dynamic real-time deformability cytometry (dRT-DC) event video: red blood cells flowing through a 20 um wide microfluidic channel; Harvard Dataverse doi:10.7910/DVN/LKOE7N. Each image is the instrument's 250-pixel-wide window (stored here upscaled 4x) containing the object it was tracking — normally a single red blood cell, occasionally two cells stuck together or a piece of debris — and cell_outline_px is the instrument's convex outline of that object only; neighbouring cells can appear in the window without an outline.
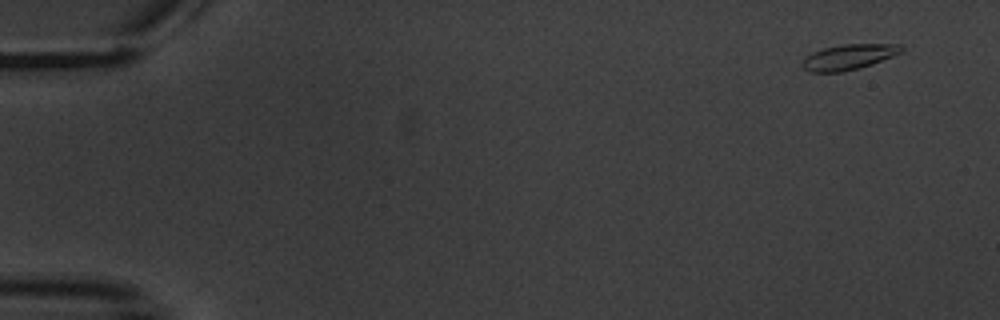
{"species": "common noctule bat (a hibernating species)", "species_latin": "Nyctalus noctula", "temperature_condition": "warm", "stored_images_in_passage": 5, "camera_frame_rate_fps": 3000, "um_per_image_px": 0.085, "animal": {"sex": "male", "body_mass_g": 20.1, "forearm_length_mm": 53.5}, "frame": {"image": 1, "passage_image": 1, "time_ms": 0.0, "image_size_px": [1000, 320], "cell_outline_px": [[904, 48], [900, 52], [892, 56], [872, 64], [860, 68], [840, 72], [812, 72], [804, 68], [804, 60], [812, 52], [824, 48], [840, 44], [900, 44]], "centroid_in_image_um": [72.17, 4.83], "position_along_channel_um": 12.8, "area_um2": 14.39}}
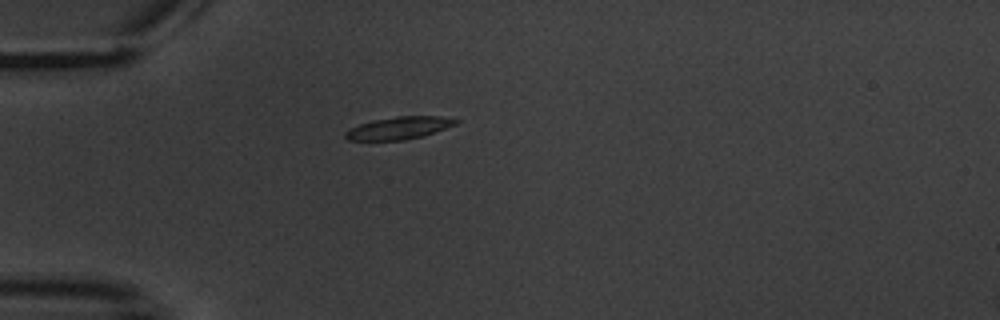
{"frame": {"image": 2, "passage_image": 5, "time_ms": 4.667, "image_size_px": [1000, 320], "cell_outline_px": [[460, 120], [456, 124], [436, 132], [424, 136], [400, 140], [348, 140], [344, 136], [344, 132], [360, 124], [372, 120], [396, 116], [440, 116]], "centroid_in_image_um": [33.93, 10.87], "position_along_channel_um": 51.1, "area_um2": 14.39}}